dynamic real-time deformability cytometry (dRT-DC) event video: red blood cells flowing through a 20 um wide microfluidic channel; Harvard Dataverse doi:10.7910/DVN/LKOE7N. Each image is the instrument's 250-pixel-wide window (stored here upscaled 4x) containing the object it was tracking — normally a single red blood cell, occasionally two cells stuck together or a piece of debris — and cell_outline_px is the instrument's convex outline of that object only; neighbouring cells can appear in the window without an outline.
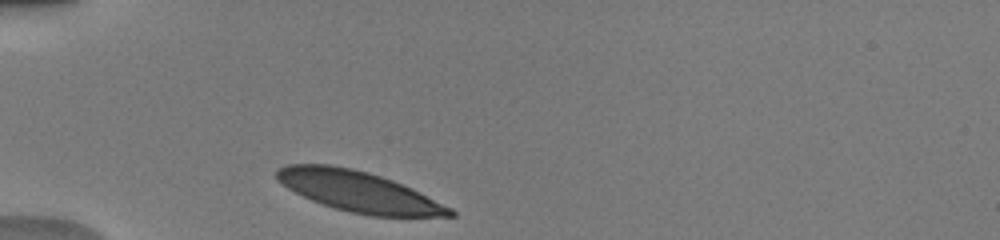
{"species": "human", "species_latin": "Homo sapiens", "temperature_condition": "warm", "stored_images_in_passage": 30, "camera_frame_rate_fps": 3000, "um_per_image_px": 0.085, "donor": {"sex": "male"}, "frame": {"image": 1, "passage_image": 1, "time_ms": 0.0, "image_size_px": [1000, 240], "cell_outline_px": [[456, 216], [372, 216], [348, 212], [312, 200], [288, 188], [276, 180], [276, 168], [288, 164], [332, 164], [352, 168], [368, 172], [392, 180], [412, 188], [452, 208], [456, 212]], "centroid_in_image_um": [30.48, 16.27], "position_along_channel_um": 54.5, "area_um2": 40.81}}
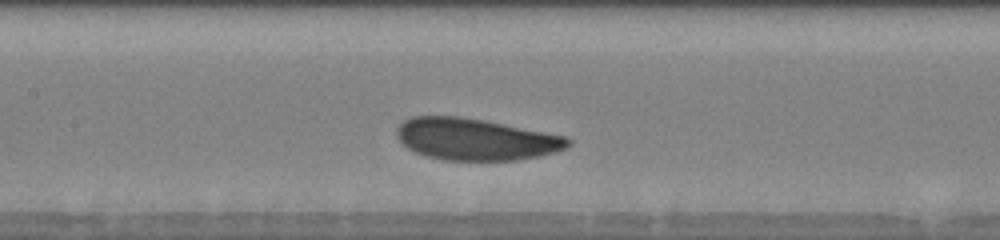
{"frame": {"image": 2, "passage_image": 11, "time_ms": 3.333, "image_size_px": [1000, 240], "cell_outline_px": [[572, 144], [568, 148], [556, 152], [516, 160], [444, 160], [424, 156], [408, 148], [396, 136], [396, 128], [404, 120], [412, 116], [460, 116], [484, 120], [568, 136], [572, 140]], "centroid_in_image_um": [40.45, 11.83], "position_along_channel_um": 166.9, "area_um2": 41.91}}
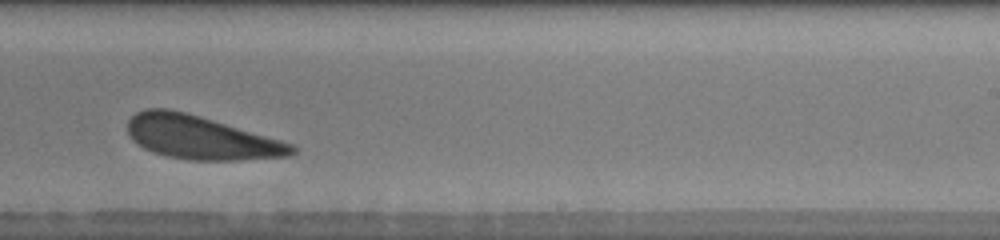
{"frame": {"image": 3, "passage_image": 19, "time_ms": 6.0, "image_size_px": [1000, 240], "cell_outline_px": [[296, 152], [292, 156], [240, 160], [188, 160], [168, 156], [152, 152], [144, 148], [132, 140], [128, 132], [128, 120], [136, 112], [144, 108], [168, 108], [188, 112], [296, 144]], "centroid_in_image_um": [17.1, 11.68], "position_along_channel_um": 271.9, "area_um2": 42.08}, "authors_computed_cell_mechanics": {"area_um2": 42.1073, "velocity_mm_per_s": 3.9489, "shape_relaxation_time_tau1_ms": 1.3191, "shape_relaxation_time_tau2_ms": null, "deformation_change_tau1": 0.0826, "deformation_change_tau2": null}}